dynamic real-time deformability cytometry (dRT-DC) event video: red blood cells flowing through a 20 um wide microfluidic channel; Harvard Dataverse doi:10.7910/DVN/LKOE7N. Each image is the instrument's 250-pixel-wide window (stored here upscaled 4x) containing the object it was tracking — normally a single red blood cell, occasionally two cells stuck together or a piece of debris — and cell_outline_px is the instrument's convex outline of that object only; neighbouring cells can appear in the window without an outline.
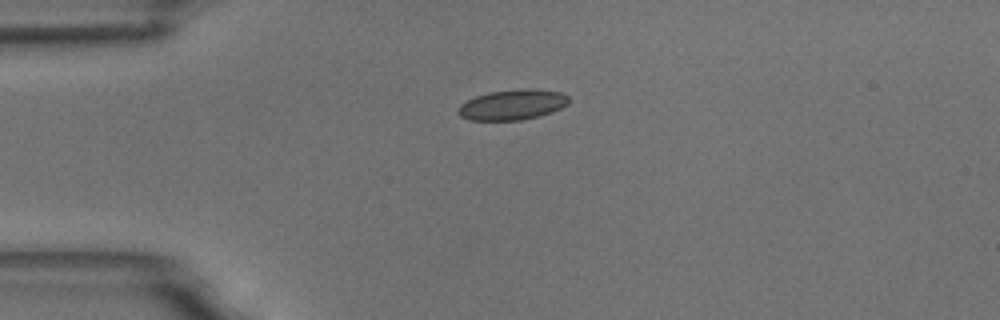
{"species": "common noctule bat (a hibernating species)", "species_latin": "Nyctalus noctula", "temperature_condition": "room temperature", "stored_images_in_passage": 6, "camera_frame_rate_fps": 3000, "um_per_image_px": 0.085, "animal": {"sex": "male", "body_mass_g": 18.8}, "frame": {"image": 1, "passage_image": 1, "time_ms": 0.0, "image_size_px": [1000, 320], "cell_outline_px": [[568, 104], [552, 112], [520, 120], [468, 120], [460, 116], [456, 112], [456, 108], [460, 104], [476, 96], [488, 92], [528, 88], [560, 92], [568, 96]], "centroid_in_image_um": [43.51, 8.9], "position_along_channel_um": 41.5, "area_um2": 19.48}}
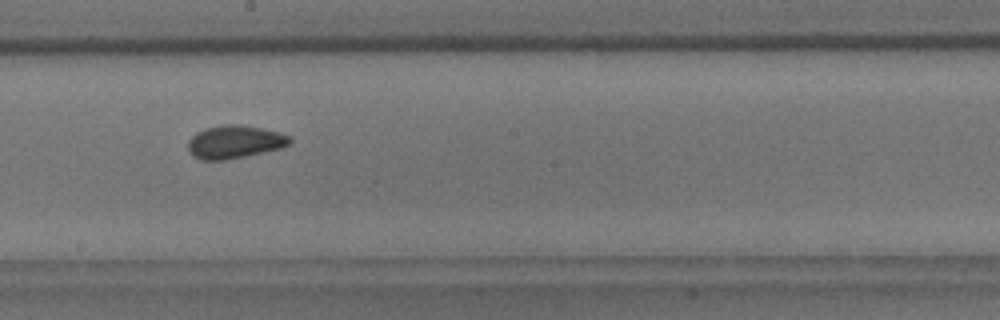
{"frame": {"image": 2, "passage_image": 6, "time_ms": 5.667, "image_size_px": [1000, 320], "cell_outline_px": [[292, 140], [288, 144], [280, 148], [244, 156], [224, 160], [200, 160], [192, 156], [188, 148], [188, 140], [196, 132], [204, 128], [224, 124], [240, 124], [280, 132], [288, 136]], "centroid_in_image_um": [19.89, 12.05], "position_along_channel_um": 228.3, "area_um2": 19.54}}